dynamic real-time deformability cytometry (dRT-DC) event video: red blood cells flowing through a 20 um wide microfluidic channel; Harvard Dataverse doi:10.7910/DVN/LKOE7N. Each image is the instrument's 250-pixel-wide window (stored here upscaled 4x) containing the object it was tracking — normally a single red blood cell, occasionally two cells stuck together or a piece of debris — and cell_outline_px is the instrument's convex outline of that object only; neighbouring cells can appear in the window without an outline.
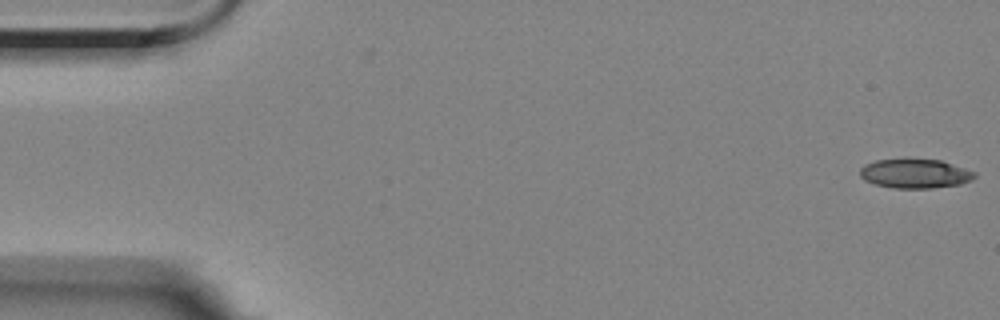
{"species": "Egyptian fruit bat (a non-hibernating species)", "species_latin": "Rousettus aegyptiacus", "temperature_condition": "room temperature", "stored_images_in_passage": 57, "camera_frame_rate_fps": 3000, "um_per_image_px": 0.085, "animal": {"sex": "female"}, "frame": {"image": 1, "passage_image": 1, "time_ms": 0.0, "image_size_px": [1000, 320], "cell_outline_px": [[976, 176], [972, 180], [960, 184], [932, 188], [892, 188], [876, 184], [864, 180], [860, 176], [860, 168], [864, 164], [876, 160], [940, 160], [976, 172]], "centroid_in_image_um": [77.77, 14.77], "position_along_channel_um": 7.2, "area_um2": 19.31}}
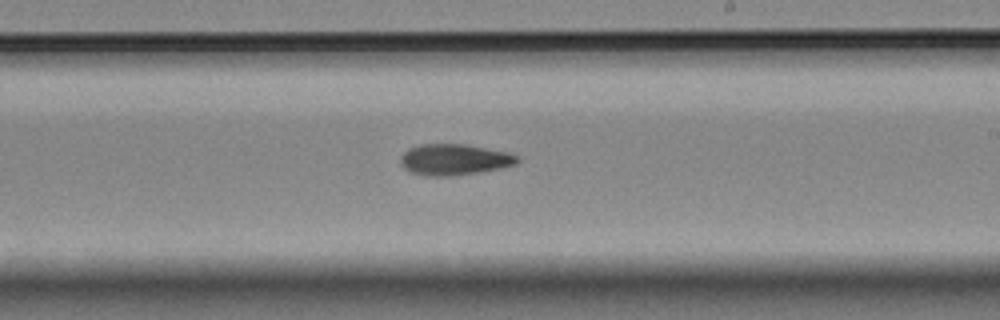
{"frame": {"image": 2, "passage_image": 33, "time_ms": 10.667, "image_size_px": [1000, 320], "cell_outline_px": [[520, 160], [516, 164], [500, 168], [480, 172], [452, 176], [428, 176], [412, 172], [404, 168], [400, 164], [400, 156], [408, 148], [420, 144], [464, 144], [508, 152], [520, 156]], "centroid_in_image_um": [38.62, 13.56], "position_along_channel_um": 250.4, "area_um2": 21.27}}
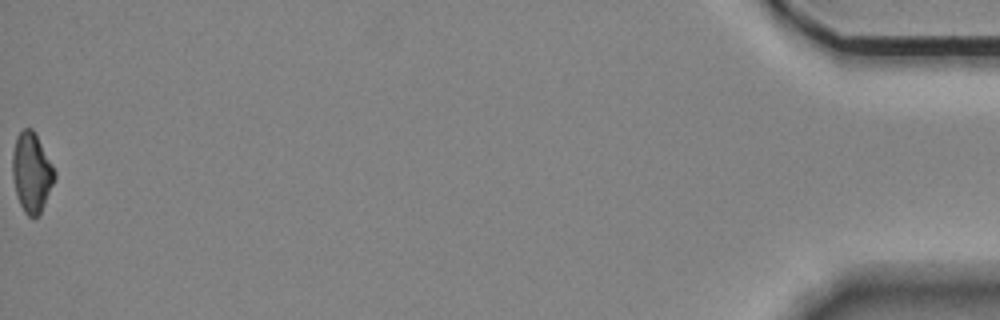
{"frame": {"image": 3, "passage_image": 57, "time_ms": 18.667, "image_size_px": [1000, 320], "cell_outline_px": [[56, 176], [40, 216], [28, 216], [24, 212], [16, 196], [12, 176], [12, 152], [16, 136], [24, 128], [32, 128], [52, 164], [56, 172]], "centroid_in_image_um": [2.67, 14.68], "position_along_channel_um": 432.5, "area_um2": 19.59}, "authors_computed_cell_mechanics": {"area_um2": 20.4034, "velocity_mm_per_s": 3.5165, "shape_relaxation_time_tau1_ms": 10.305, "shape_relaxation_time_tau2_ms": null, "deformation_change_tau1": 0.2015, "deformation_change_tau2": null}}